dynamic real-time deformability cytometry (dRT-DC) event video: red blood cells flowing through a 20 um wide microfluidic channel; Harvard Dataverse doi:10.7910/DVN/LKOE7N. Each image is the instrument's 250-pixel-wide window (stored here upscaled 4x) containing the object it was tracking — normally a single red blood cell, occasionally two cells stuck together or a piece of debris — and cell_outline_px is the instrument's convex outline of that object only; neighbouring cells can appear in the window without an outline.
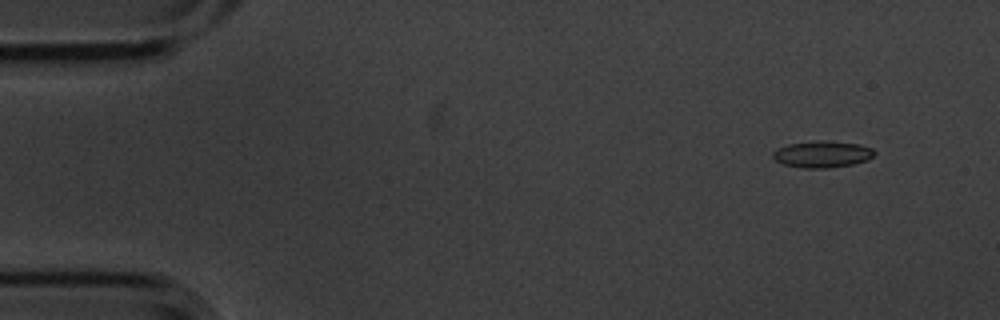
{"species": "common noctule bat (a hibernating species)", "species_latin": "Nyctalus noctula", "temperature_condition": "cold", "stored_images_in_passage": 5, "camera_frame_rate_fps": 3000, "um_per_image_px": 0.085, "animal": {"sex": "male", "body_mass_g": 20.1, "forearm_length_mm": 53.5}, "frame": {"image": 1, "passage_image": 2, "time_ms": 0.333, "image_size_px": [1000, 320], "cell_outline_px": [[876, 152], [868, 160], [852, 164], [828, 168], [804, 168], [784, 164], [776, 160], [772, 156], [772, 152], [776, 148], [788, 144], [816, 140], [828, 140], [856, 144], [872, 148]], "centroid_in_image_um": [69.87, 13.1], "position_along_channel_um": 15.1, "area_um2": 15.78}}
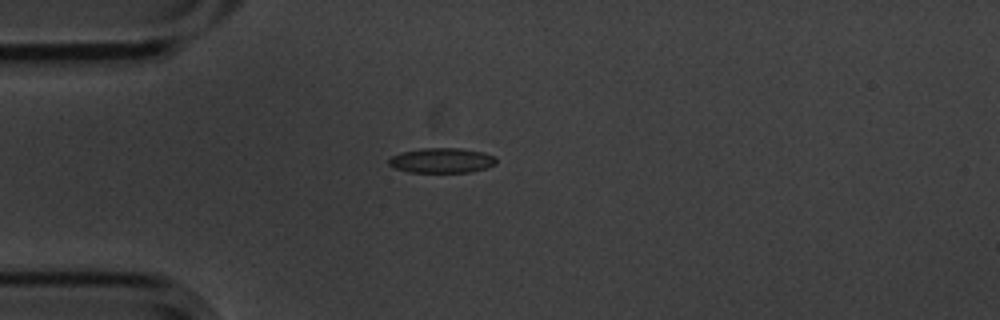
{"frame": {"image": 2, "passage_image": 5, "time_ms": 1.333, "image_size_px": [1000, 320], "cell_outline_px": [[496, 164], [484, 168], [468, 172], [408, 172], [396, 168], [388, 164], [388, 160], [392, 156], [404, 152], [424, 148], [460, 148], [484, 152], [496, 156]], "centroid_in_image_um": [37.58, 13.63], "position_along_channel_um": 47.4, "area_um2": 15.49}}